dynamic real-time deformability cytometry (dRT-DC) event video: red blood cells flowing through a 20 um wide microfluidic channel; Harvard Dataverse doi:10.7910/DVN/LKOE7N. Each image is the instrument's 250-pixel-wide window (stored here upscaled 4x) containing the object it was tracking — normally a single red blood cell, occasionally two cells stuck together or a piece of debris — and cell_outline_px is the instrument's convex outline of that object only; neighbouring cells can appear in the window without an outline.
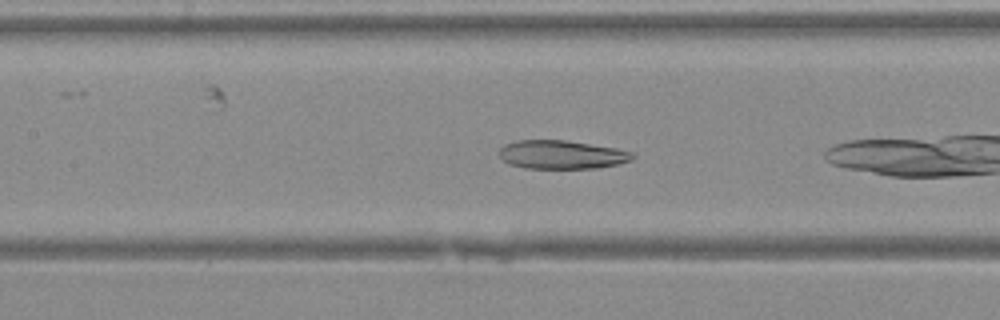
{"species": "Egyptian fruit bat (a non-hibernating species)", "species_latin": "Rousettus aegyptiacus", "temperature_condition": "warm", "stored_images_in_passage": 15, "camera_frame_rate_fps": 3000, "um_per_image_px": 0.085, "animal": {"sex": "female"}, "frame": {"image": 1, "passage_image": 13, "time_ms": 4.0, "image_size_px": [1000, 320], "cell_outline_px": [[636, 156], [632, 160], [616, 164], [596, 168], [524, 168], [508, 164], [500, 156], [500, 148], [504, 144], [516, 140], [564, 140], [616, 148], [632, 152]], "centroid_in_image_um": [47.73, 13.14], "position_along_channel_um": 159.7, "area_um2": 22.14}}